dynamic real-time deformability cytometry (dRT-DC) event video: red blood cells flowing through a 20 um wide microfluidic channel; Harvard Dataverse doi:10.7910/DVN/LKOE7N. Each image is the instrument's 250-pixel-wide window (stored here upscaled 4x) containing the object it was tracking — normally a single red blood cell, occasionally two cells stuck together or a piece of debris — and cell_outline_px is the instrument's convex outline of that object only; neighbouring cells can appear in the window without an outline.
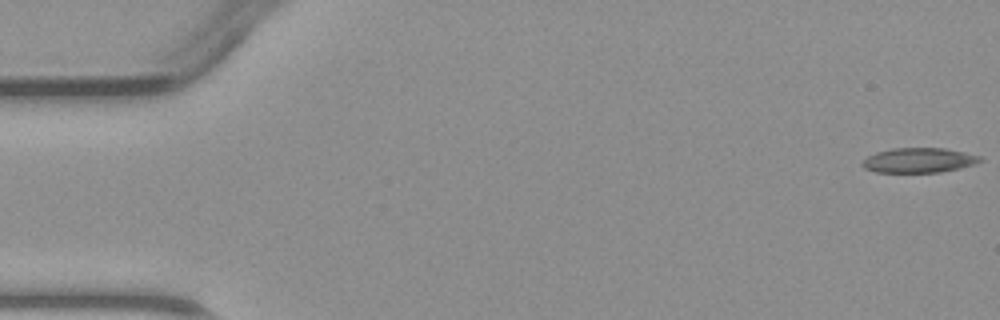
{"species": "common noctule bat (a hibernating species)", "species_latin": "Nyctalus noctula", "temperature_condition": "warm", "stored_images_in_passage": 5, "camera_frame_rate_fps": 3000, "um_per_image_px": 0.085, "animal": {"sex": "male", "body_mass_g": 23.1, "forearm_length_mm": 52.7}, "frame": {"image": 1, "passage_image": 1, "time_ms": 0.0, "image_size_px": [1000, 320], "cell_outline_px": [[984, 160], [976, 164], [960, 168], [940, 172], [876, 172], [864, 168], [860, 164], [868, 156], [876, 152], [892, 148], [944, 148], [980, 156]], "centroid_in_image_um": [78.1, 13.62], "position_along_channel_um": 6.9, "area_um2": 16.99}}
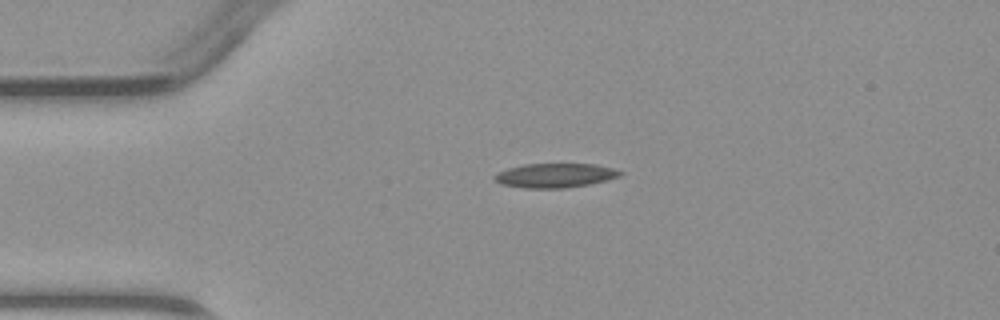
{"frame": {"image": 2, "passage_image": 4, "time_ms": 3.333, "image_size_px": [1000, 320], "cell_outline_px": [[624, 172], [620, 176], [588, 184], [564, 188], [524, 188], [500, 184], [492, 180], [492, 176], [496, 172], [508, 168], [524, 164], [596, 164], [612, 168]], "centroid_in_image_um": [47.1, 14.91], "position_along_channel_um": 37.9, "area_um2": 17.8}}